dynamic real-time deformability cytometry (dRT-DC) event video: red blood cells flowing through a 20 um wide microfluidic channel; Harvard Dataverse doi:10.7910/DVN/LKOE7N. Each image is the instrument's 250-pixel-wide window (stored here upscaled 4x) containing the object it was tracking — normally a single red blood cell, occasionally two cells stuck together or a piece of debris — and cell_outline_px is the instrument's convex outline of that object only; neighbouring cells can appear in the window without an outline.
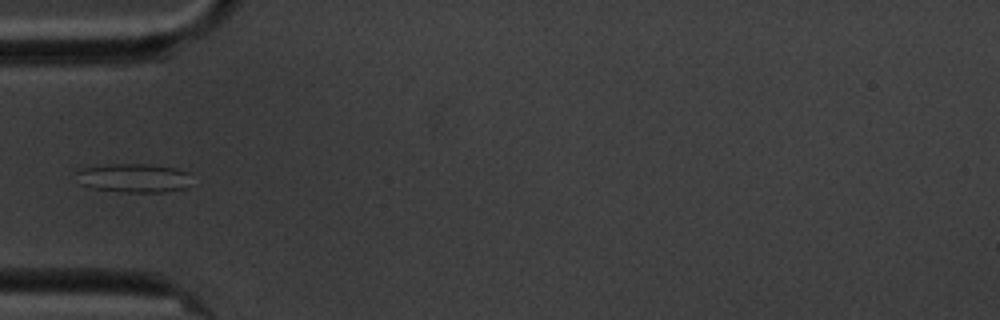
{"species": "common noctule bat (a hibernating species)", "species_latin": "Nyctalus noctula", "temperature_condition": "cold", "stored_images_in_passage": 6, "camera_frame_rate_fps": 3000, "um_per_image_px": 0.085, "animal": {"sex": "male", "body_mass_g": 20.1, "forearm_length_mm": 53.5}, "frame": {"image": 1, "passage_image": 6, "time_ms": 6.0, "image_size_px": [1000, 320], "cell_outline_px": [[188, 188], [164, 192], [120, 192], [92, 188], [80, 184], [76, 172], [80, 168], [108, 164], [148, 164], [176, 168], [188, 172]], "centroid_in_image_um": [11.34, 15.13], "position_along_channel_um": 73.7, "area_um2": 19.48}}